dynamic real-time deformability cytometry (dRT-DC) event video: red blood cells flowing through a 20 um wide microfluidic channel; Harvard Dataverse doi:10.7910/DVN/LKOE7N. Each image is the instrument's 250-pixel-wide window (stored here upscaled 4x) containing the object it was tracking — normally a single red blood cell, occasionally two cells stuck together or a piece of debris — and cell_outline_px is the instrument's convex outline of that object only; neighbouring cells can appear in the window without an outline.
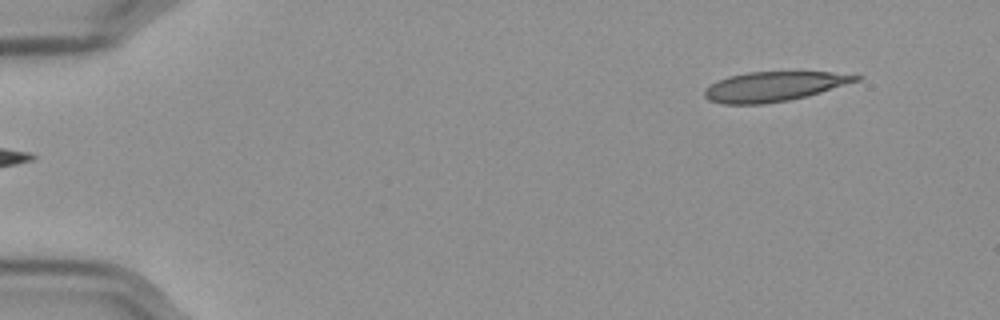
{"species": "Egyptian fruit bat (a non-hibernating species)", "species_latin": "Rousettus aegyptiacus", "temperature_condition": "cold", "stored_images_in_passage": 52, "camera_frame_rate_fps": 3000, "um_per_image_px": 0.085, "frame": {"image": 1, "passage_image": 1, "time_ms": 0.0, "image_size_px": [1000, 320], "cell_outline_px": [[864, 76], [860, 80], [820, 92], [788, 100], [764, 104], [720, 104], [708, 100], [704, 96], [704, 88], [728, 76], [748, 72], [832, 72]], "centroid_in_image_um": [65.75, 7.35], "position_along_channel_um": 19.2, "area_um2": 26.01}}
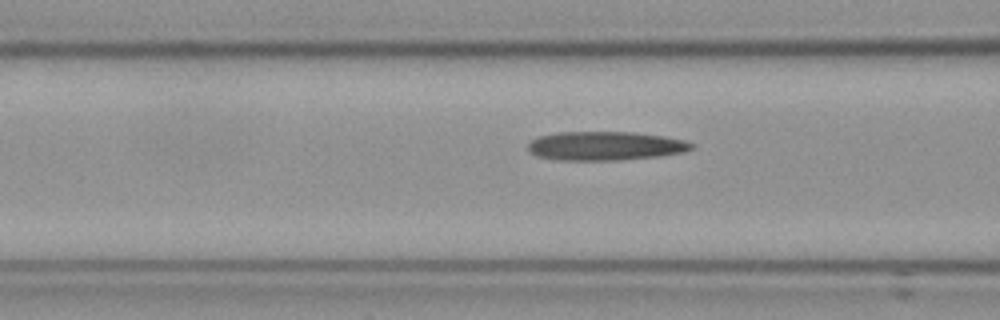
{"frame": {"image": 2, "passage_image": 18, "time_ms": 5.667, "image_size_px": [1000, 320], "cell_outline_px": [[696, 144], [692, 148], [684, 152], [660, 156], [620, 160], [556, 160], [536, 156], [528, 148], [528, 144], [532, 140], [540, 136], [556, 132], [632, 132], [664, 136], [684, 140]], "centroid_in_image_um": [51.47, 12.4], "position_along_channel_um": 115.1, "area_um2": 27.57}}
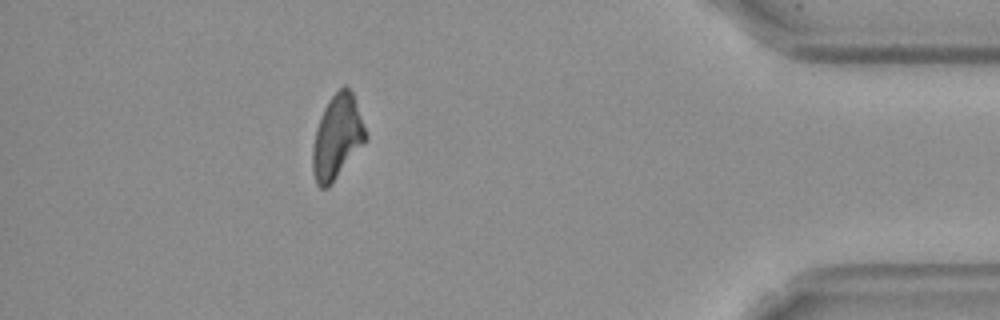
{"frame": {"image": 3, "passage_image": 46, "time_ms": 15.0, "image_size_px": [1000, 320], "cell_outline_px": [[368, 140], [328, 188], [320, 188], [316, 184], [312, 168], [312, 148], [316, 128], [320, 116], [328, 100], [344, 84], [352, 92], [368, 136]], "centroid_in_image_um": [28.65, 11.67], "position_along_channel_um": 406.5, "area_um2": 26.07}, "authors_computed_cell_mechanics": {"area_um2": 26.9926, "velocity_mm_per_s": 3.5783, "shape_relaxation_time_tau1_ms": 9.7626, "shape_relaxation_time_tau2_ms": 8.7969, "deformation_change_tau1": 0.2731, "deformation_change_tau2": 0.2322}}